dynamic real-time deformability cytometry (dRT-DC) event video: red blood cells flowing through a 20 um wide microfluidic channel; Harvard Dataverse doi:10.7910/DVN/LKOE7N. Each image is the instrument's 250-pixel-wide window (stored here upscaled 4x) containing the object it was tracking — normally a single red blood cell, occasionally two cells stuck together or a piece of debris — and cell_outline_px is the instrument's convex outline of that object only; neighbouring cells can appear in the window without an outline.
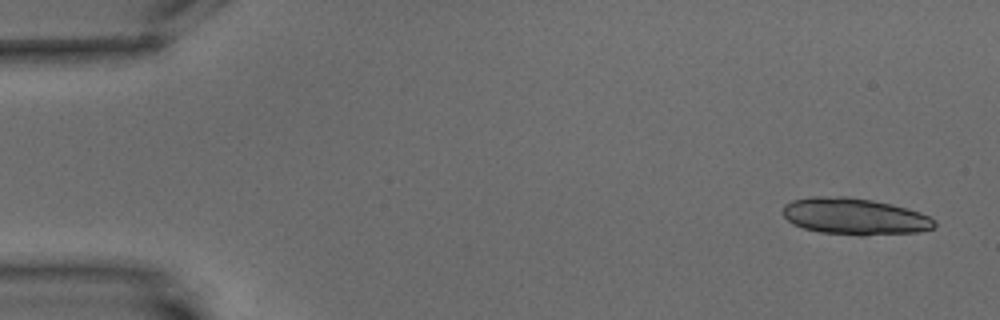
{"species": "common noctule bat (a hibernating species)", "species_latin": "Nyctalus noctula", "temperature_condition": "warm", "stored_images_in_passage": 4, "camera_frame_rate_fps": 3000, "um_per_image_px": 0.085, "animal": {"sex": "male", "body_mass_g": 15.6}, "frame": {"image": 1, "passage_image": 1, "time_ms": 0.0, "image_size_px": [1000, 320], "cell_outline_px": [[936, 224], [932, 228], [916, 232], [864, 236], [860, 236], [820, 232], [804, 228], [792, 224], [784, 216], [784, 204], [792, 200], [812, 196], [848, 196], [872, 200], [892, 204], [920, 212], [936, 220]], "centroid_in_image_um": [72.64, 18.39], "position_along_channel_um": 12.4, "area_um2": 32.54}}